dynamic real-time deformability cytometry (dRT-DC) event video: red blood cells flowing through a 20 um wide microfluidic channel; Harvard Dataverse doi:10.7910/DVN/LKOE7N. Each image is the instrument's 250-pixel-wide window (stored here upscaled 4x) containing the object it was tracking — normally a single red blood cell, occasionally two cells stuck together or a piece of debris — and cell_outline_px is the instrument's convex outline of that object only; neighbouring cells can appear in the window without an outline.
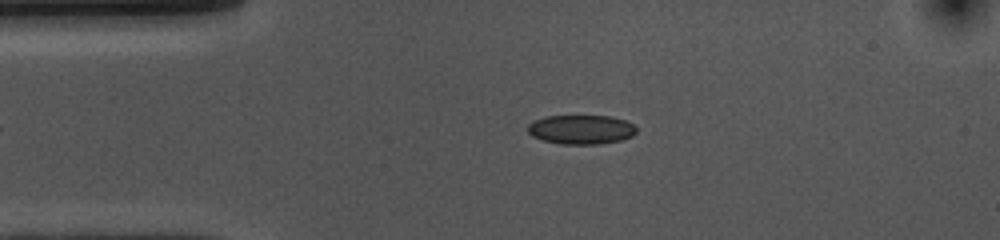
{"species": "common noctule bat (a hibernating species)", "species_latin": "Nyctalus noctula", "temperature_condition": "cold", "stored_images_in_passage": 48, "camera_frame_rate_fps": 3000, "um_per_image_px": 0.085, "animal": {"sex": "female", "body_mass_g": 10.0, "forearm_length_mm": 53.1}, "frame": {"image": 1, "passage_image": 10, "time_ms": 3.0, "image_size_px": [1000, 240], "cell_outline_px": [[636, 132], [632, 136], [620, 140], [600, 144], [560, 144], [544, 140], [532, 136], [528, 132], [528, 124], [532, 120], [548, 116], [612, 116], [624, 120], [632, 124], [636, 128]], "centroid_in_image_um": [49.38, 11.01], "position_along_channel_um": 35.6, "area_um2": 18.5}}
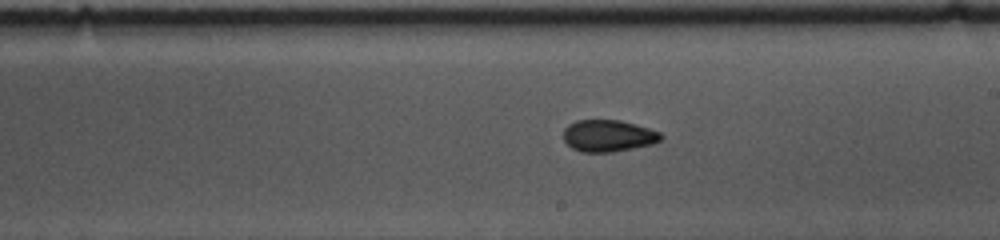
{"frame": {"image": 2, "passage_image": 29, "time_ms": 9.333, "image_size_px": [1000, 240], "cell_outline_px": [[664, 136], [660, 140], [652, 144], [612, 152], [580, 152], [572, 148], [564, 140], [564, 128], [568, 124], [576, 120], [620, 120], [648, 128], [660, 132]], "centroid_in_image_um": [51.68, 11.54], "position_along_channel_um": 237.3, "area_um2": 18.03}}
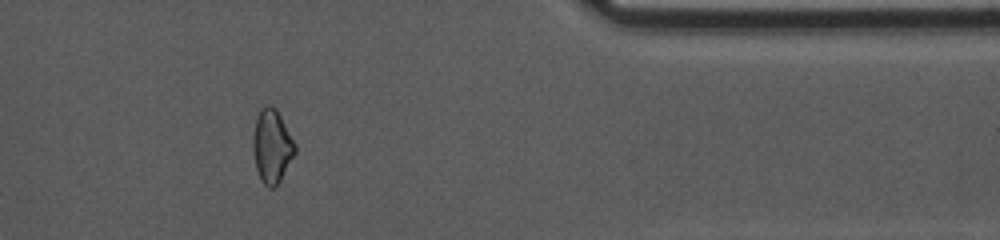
{"frame": {"image": 3, "passage_image": 44, "time_ms": 14.333, "image_size_px": [1000, 240], "cell_outline_px": [[296, 152], [280, 180], [272, 188], [268, 188], [260, 180], [256, 168], [252, 152], [252, 140], [256, 116], [260, 108], [268, 104], [276, 108], [296, 144]], "centroid_in_image_um": [23.09, 12.41], "position_along_channel_um": 388.3, "area_um2": 18.15}, "authors_computed_cell_mechanics": {"area_um2": 18.2648, "velocity_mm_per_s": 3.5433, "shape_relaxation_time_tau1_ms": 6.1297, "shape_relaxation_time_tau2_ms": 2.759, "deformation_change_tau1": 0.0991, "deformation_change_tau2": 0.068}}